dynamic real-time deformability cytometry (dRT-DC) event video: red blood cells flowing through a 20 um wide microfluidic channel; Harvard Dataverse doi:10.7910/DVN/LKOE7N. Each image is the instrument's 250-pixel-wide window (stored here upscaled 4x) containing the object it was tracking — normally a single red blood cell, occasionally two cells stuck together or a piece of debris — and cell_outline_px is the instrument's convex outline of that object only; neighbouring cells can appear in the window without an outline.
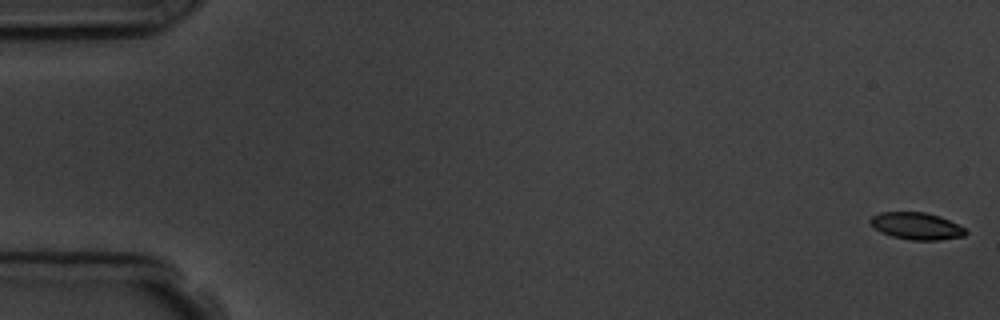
{"species": "common noctule bat (a hibernating species)", "species_latin": "Nyctalus noctula", "temperature_condition": "room temperature", "stored_images_in_passage": 8, "camera_frame_rate_fps": 3000, "um_per_image_px": 0.085, "animal": {"sex": "male", "body_mass_g": 19.5, "forearm_length_mm": 54.6}, "frame": {"image": 1, "passage_image": 1, "time_ms": 0.0, "image_size_px": [1000, 320], "cell_outline_px": [[968, 232], [964, 236], [940, 240], [912, 240], [892, 236], [880, 232], [868, 220], [872, 216], [880, 212], [924, 212], [940, 216], [964, 228]], "centroid_in_image_um": [77.9, 19.21], "position_along_channel_um": 7.1, "area_um2": 14.91}}
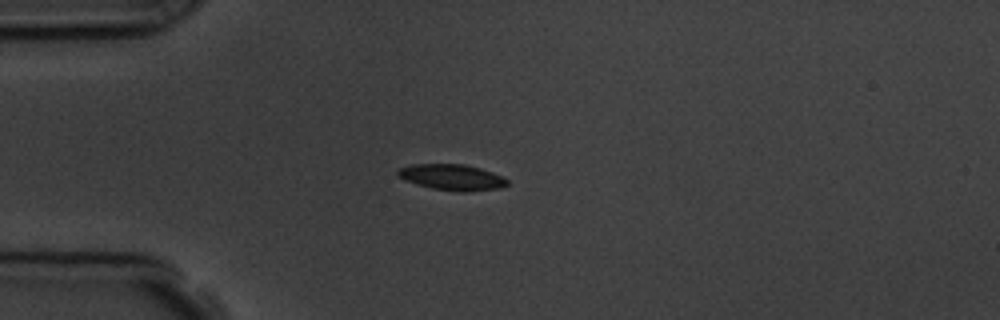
{"frame": {"image": 2, "passage_image": 5, "time_ms": 4.667, "image_size_px": [1000, 320], "cell_outline_px": [[508, 184], [500, 188], [468, 192], [460, 192], [432, 188], [416, 184], [404, 180], [396, 176], [396, 172], [400, 168], [412, 164], [464, 164], [480, 168], [492, 172], [508, 180]], "centroid_in_image_um": [38.39, 15.07], "position_along_channel_um": 46.6, "area_um2": 16.59}}